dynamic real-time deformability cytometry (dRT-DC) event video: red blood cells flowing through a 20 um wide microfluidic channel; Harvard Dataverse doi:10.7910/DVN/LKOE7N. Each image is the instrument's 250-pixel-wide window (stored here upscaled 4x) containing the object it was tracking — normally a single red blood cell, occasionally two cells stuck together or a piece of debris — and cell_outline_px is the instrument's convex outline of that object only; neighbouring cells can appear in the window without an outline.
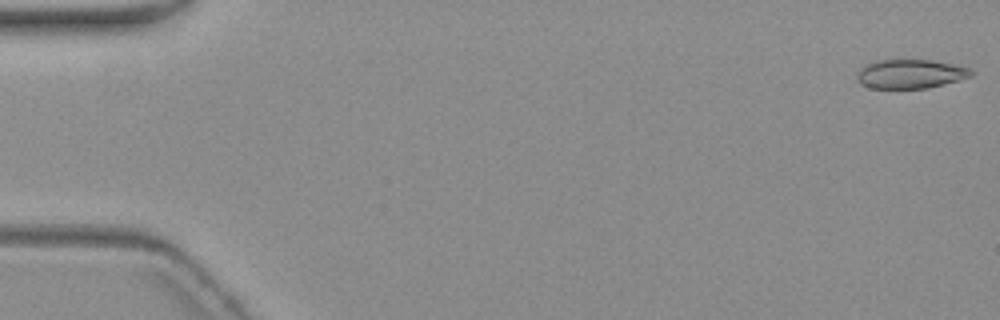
{"species": "common noctule bat (a hibernating species)", "species_latin": "Nyctalus noctula", "temperature_condition": "warm", "stored_images_in_passage": 8, "camera_frame_rate_fps": 3000, "um_per_image_px": 0.085, "animal": {"sex": "female", "body_mass_g": 19.3, "forearm_length_mm": 54.1}, "frame": {"image": 1, "passage_image": 1, "time_ms": 0.0, "image_size_px": [1000, 320], "cell_outline_px": [[972, 76], [944, 84], [928, 88], [872, 88], [860, 84], [856, 80], [856, 76], [860, 68], [876, 60], [932, 60], [952, 64], [968, 68], [972, 72]], "centroid_in_image_um": [77.34, 6.29], "position_along_channel_um": 7.7, "area_um2": 19.19}}
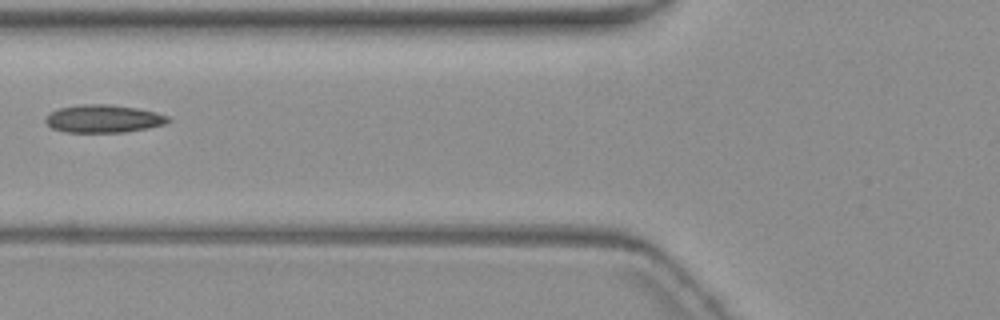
{"frame": {"image": 2, "passage_image": 7, "time_ms": 7.333, "image_size_px": [1000, 320], "cell_outline_px": [[172, 120], [164, 124], [148, 128], [124, 132], [64, 132], [52, 128], [44, 120], [52, 112], [60, 108], [80, 104], [108, 104], [136, 108], [156, 112], [168, 116]], "centroid_in_image_um": [8.82, 10.09], "position_along_channel_um": 117.0, "area_um2": 19.77}}
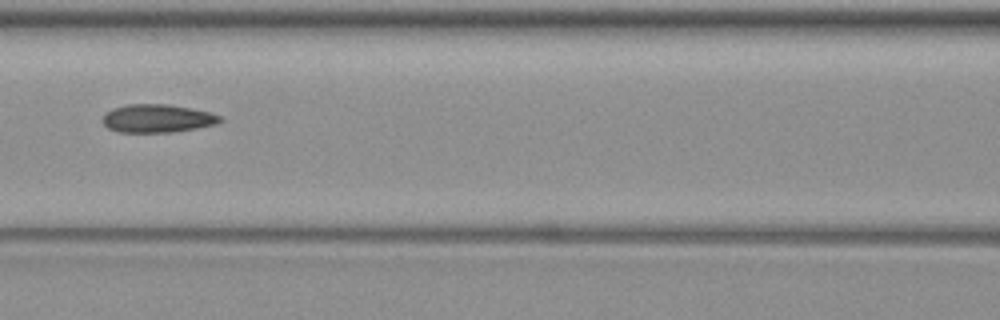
{"frame": {"image": 3, "passage_image": 8, "time_ms": 8.333, "image_size_px": [1000, 320], "cell_outline_px": [[224, 120], [216, 124], [196, 128], [172, 132], [120, 132], [108, 128], [104, 124], [104, 116], [112, 108], [128, 104], [168, 104], [192, 108], [208, 112], [220, 116]], "centroid_in_image_um": [13.4, 10.06], "position_along_channel_um": 153.2, "area_um2": 19.13}}